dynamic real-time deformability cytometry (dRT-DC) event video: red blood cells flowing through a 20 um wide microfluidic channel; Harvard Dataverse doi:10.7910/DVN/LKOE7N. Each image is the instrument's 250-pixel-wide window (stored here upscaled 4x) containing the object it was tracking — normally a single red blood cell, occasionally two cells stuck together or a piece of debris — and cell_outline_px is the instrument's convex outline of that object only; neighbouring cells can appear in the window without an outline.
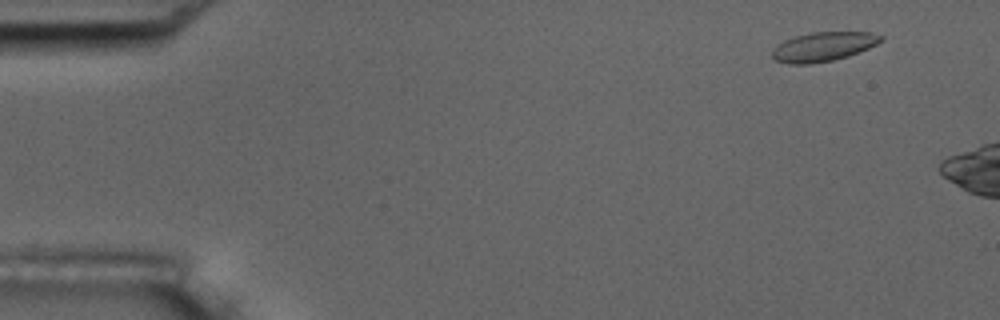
{"species": "common noctule bat (a hibernating species)", "species_latin": "Nyctalus noctula", "temperature_condition": "room temperature", "stored_images_in_passage": 4, "camera_frame_rate_fps": 3000, "um_per_image_px": 0.085, "animal": {"sex": "male", "body_mass_g": 17.5, "forearm_length_mm": 52.3}, "frame": {"image": 1, "passage_image": 1, "time_ms": 0.0, "image_size_px": [1000, 320], "cell_outline_px": [[884, 40], [868, 48], [848, 56], [832, 60], [812, 64], [788, 64], [776, 60], [772, 56], [772, 52], [784, 40], [796, 36], [812, 32], [872, 32], [884, 36]], "centroid_in_image_um": [70.02, 3.96], "position_along_channel_um": 15.0, "area_um2": 18.38}}